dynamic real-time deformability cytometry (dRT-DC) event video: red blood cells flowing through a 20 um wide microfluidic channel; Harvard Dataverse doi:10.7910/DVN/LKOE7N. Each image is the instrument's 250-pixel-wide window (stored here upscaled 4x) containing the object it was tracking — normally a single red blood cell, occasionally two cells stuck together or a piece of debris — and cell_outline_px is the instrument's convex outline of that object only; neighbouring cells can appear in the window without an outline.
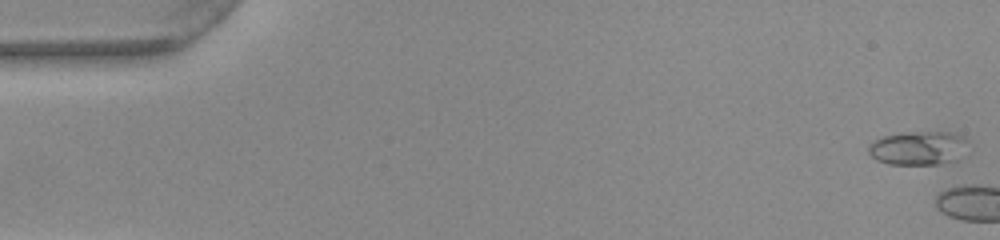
{"species": "common noctule bat (a hibernating species)", "species_latin": "Nyctalus noctula", "temperature_condition": "warm", "stored_images_in_passage": 9, "camera_frame_rate_fps": 3000, "um_per_image_px": 0.085, "animal": {"sex": "female", "body_mass_g": 22.0, "forearm_length_mm": 56.7}, "frame": {"image": 1, "passage_image": 1, "time_ms": 0.0, "image_size_px": [1000, 240], "cell_outline_px": [[964, 140], [956, 160], [940, 164], [888, 164], [876, 160], [868, 152], [868, 144], [884, 136], [904, 132], [948, 132], [964, 136]], "centroid_in_image_um": [77.94, 12.58], "position_along_channel_um": 7.1, "area_um2": 19.07}}